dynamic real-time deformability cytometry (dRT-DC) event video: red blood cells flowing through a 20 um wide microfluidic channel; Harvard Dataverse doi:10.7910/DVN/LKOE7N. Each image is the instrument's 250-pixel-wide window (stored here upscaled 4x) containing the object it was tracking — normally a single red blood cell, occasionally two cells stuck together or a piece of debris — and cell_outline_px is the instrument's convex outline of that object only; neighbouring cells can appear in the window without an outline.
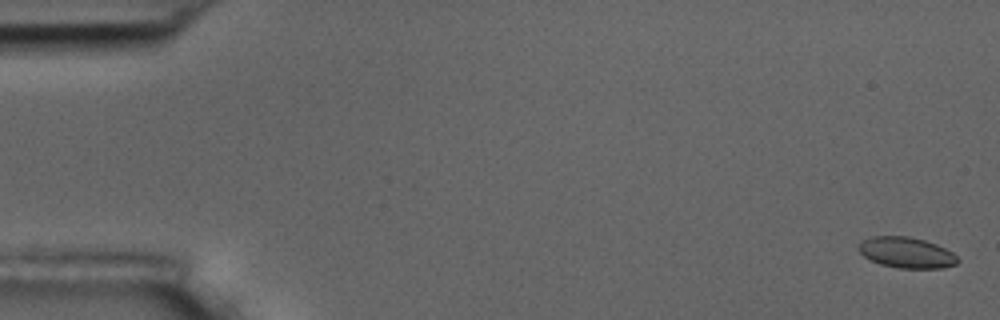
{"species": "common noctule bat (a hibernating species)", "species_latin": "Nyctalus noctula", "temperature_condition": "room temperature", "stored_images_in_passage": 57, "camera_frame_rate_fps": 3000, "um_per_image_px": 0.085, "animal": {"sex": "male", "body_mass_g": 17.5, "forearm_length_mm": 52.3}, "frame": {"image": 1, "passage_image": 2, "time_ms": 0.333, "image_size_px": [1000, 320], "cell_outline_px": [[960, 260], [956, 264], [944, 268], [900, 268], [880, 264], [864, 256], [856, 248], [860, 240], [872, 236], [908, 236], [924, 240], [936, 244], [952, 252]], "centroid_in_image_um": [77.02, 21.46], "position_along_channel_um": 8.0, "area_um2": 17.86}}
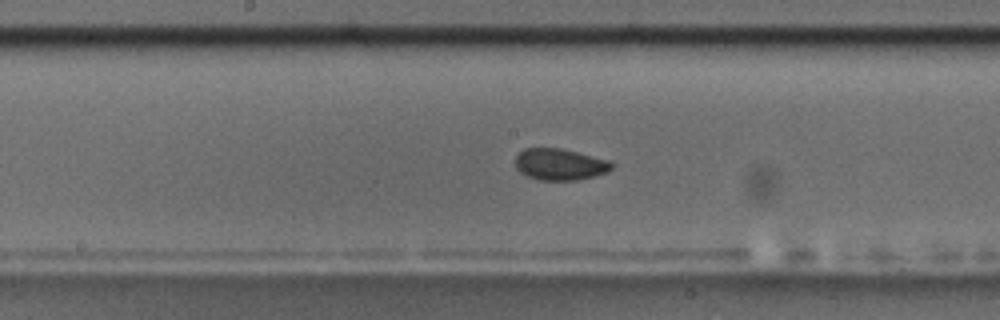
{"frame": {"image": 2, "passage_image": 30, "time_ms": 9.667, "image_size_px": [1000, 320], "cell_outline_px": [[612, 168], [608, 172], [576, 180], [540, 180], [528, 176], [520, 172], [516, 168], [516, 156], [524, 148], [560, 148], [608, 160], [612, 164]], "centroid_in_image_um": [47.56, 13.97], "position_along_channel_um": 200.6, "area_um2": 17.46}}
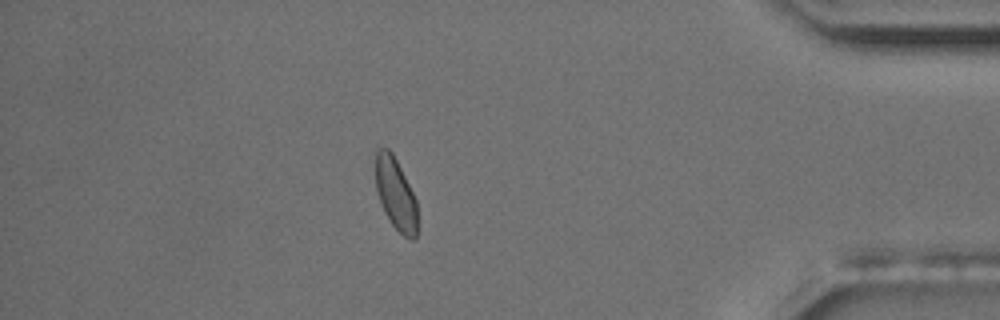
{"frame": {"image": 3, "passage_image": 50, "time_ms": 16.333, "image_size_px": [1000, 320], "cell_outline_px": [[416, 240], [412, 240], [404, 236], [392, 224], [384, 212], [376, 192], [372, 148], [388, 148], [392, 152], [416, 200]], "centroid_in_image_um": [33.55, 16.39], "position_along_channel_um": 401.7, "area_um2": 17.86}, "authors_computed_cell_mechanics": {"area_um2": 18.0336, "velocity_mm_per_s": 3.618, "shape_relaxation_time_tau1_ms": 1.5349, "shape_relaxation_time_tau2_ms": null, "deformation_change_tau1": 0.0429, "deformation_change_tau2": null}}